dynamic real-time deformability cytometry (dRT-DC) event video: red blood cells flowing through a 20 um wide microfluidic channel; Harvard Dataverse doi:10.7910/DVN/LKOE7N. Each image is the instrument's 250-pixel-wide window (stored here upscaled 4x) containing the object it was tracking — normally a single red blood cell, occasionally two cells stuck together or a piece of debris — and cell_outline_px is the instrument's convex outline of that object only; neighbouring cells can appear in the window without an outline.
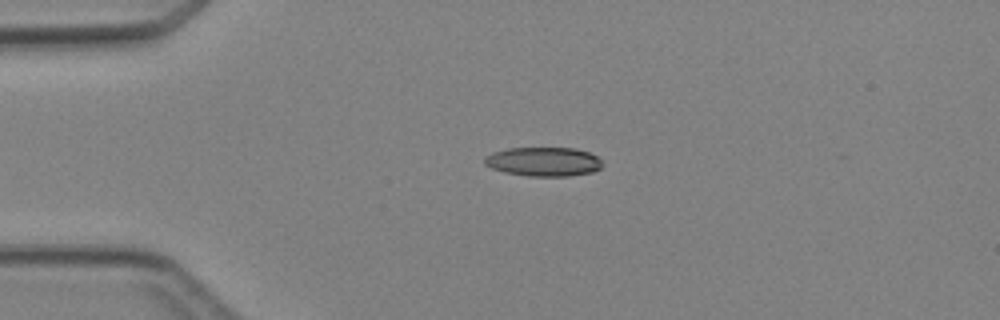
{"species": "Egyptian fruit bat (a non-hibernating species)", "species_latin": "Rousettus aegyptiacus", "temperature_condition": "cold", "stored_images_in_passage": 3, "camera_frame_rate_fps": 3000, "um_per_image_px": 0.085, "animal": {"sex": "female"}, "frame": {"image": 1, "passage_image": 3, "time_ms": 2.333, "image_size_px": [1000, 320], "cell_outline_px": [[604, 164], [600, 168], [592, 172], [568, 176], [528, 176], [504, 172], [492, 168], [484, 164], [484, 156], [492, 152], [508, 148], [576, 148], [588, 152], [604, 160]], "centroid_in_image_um": [46.21, 13.74], "position_along_channel_um": 38.8, "area_um2": 20.17}}